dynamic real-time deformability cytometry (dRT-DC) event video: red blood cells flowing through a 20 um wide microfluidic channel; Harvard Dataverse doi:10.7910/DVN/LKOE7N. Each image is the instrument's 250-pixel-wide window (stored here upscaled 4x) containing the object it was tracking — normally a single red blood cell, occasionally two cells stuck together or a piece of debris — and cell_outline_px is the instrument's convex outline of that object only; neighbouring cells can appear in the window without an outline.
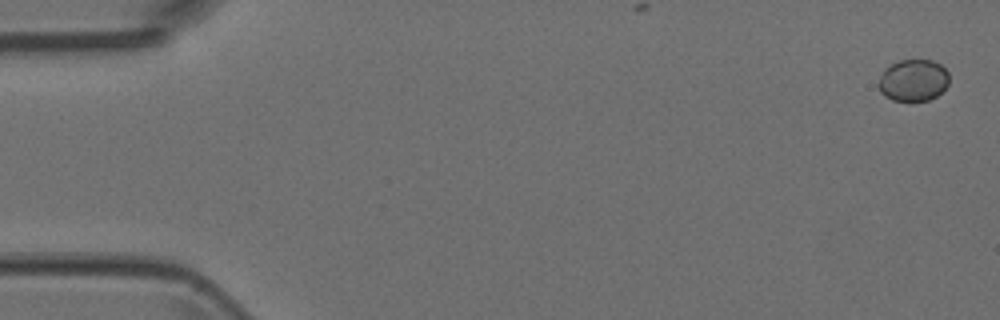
{"species": "Egyptian fruit bat (a non-hibernating species)", "species_latin": "Rousettus aegyptiacus", "temperature_condition": "room temperature", "stored_images_in_passage": 3, "camera_frame_rate_fps": 3000, "um_per_image_px": 0.085, "animal": {"sex": "female"}, "frame": {"image": 1, "passage_image": 1, "time_ms": 0.0, "image_size_px": [1000, 320], "cell_outline_px": [[948, 84], [936, 96], [928, 100], [892, 100], [884, 96], [880, 92], [876, 84], [884, 68], [900, 60], [932, 60], [940, 64], [948, 72]], "centroid_in_image_um": [77.59, 6.82], "position_along_channel_um": 7.4, "area_um2": 17.22}}